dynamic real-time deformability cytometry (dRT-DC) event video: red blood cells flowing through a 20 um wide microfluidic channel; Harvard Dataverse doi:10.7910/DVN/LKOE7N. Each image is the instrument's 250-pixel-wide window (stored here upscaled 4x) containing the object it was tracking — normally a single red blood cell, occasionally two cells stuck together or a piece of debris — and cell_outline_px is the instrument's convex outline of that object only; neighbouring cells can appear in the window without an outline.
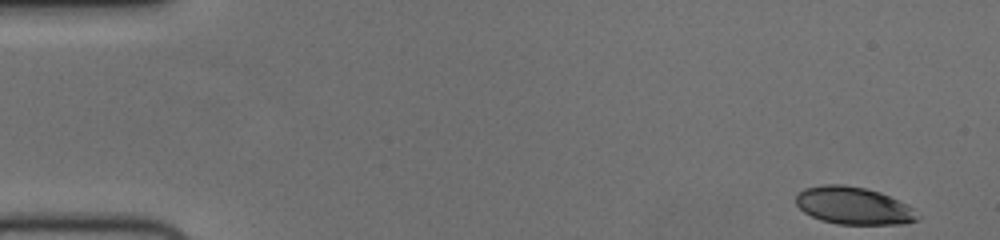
{"species": "human", "species_latin": "Homo sapiens", "temperature_condition": "cold", "stored_images_in_passage": 53, "camera_frame_rate_fps": 3000, "um_per_image_px": 0.085, "donor": {"sex": "female"}, "frame": {"image": 1, "passage_image": 1, "time_ms": 0.0, "image_size_px": [1000, 240], "cell_outline_px": [[920, 220], [904, 224], [836, 224], [820, 220], [804, 212], [796, 204], [796, 192], [804, 188], [824, 184], [844, 184], [864, 188], [880, 192], [912, 208], [920, 216]], "centroid_in_image_um": [72.52, 17.49], "position_along_channel_um": 12.5, "area_um2": 26.59}}
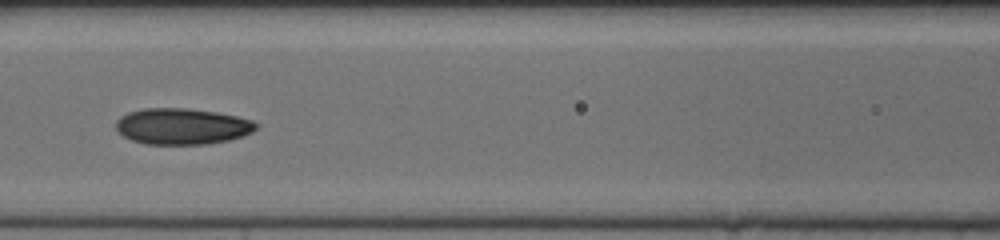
{"frame": {"image": 2, "passage_image": 23, "time_ms": 7.333, "image_size_px": [1000, 240], "cell_outline_px": [[260, 124], [252, 132], [244, 136], [228, 140], [208, 144], [144, 144], [132, 140], [124, 136], [116, 128], [116, 120], [120, 116], [128, 112], [144, 108], [188, 108], [216, 112], [236, 116], [252, 120]], "centroid_in_image_um": [15.49, 10.73], "position_along_channel_um": 151.1, "area_um2": 29.65}}
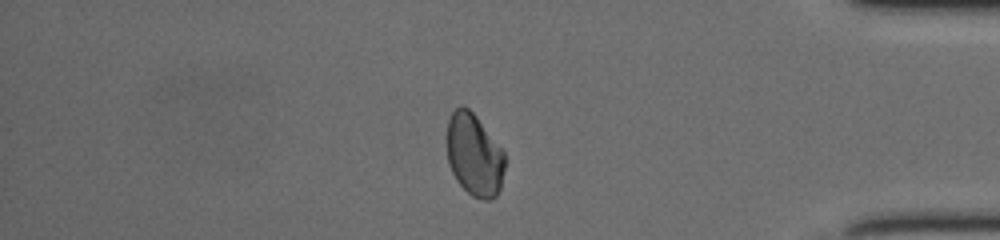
{"frame": {"image": 3, "passage_image": 45, "time_ms": 14.667, "image_size_px": [1000, 240], "cell_outline_px": [[504, 168], [500, 188], [496, 196], [492, 200], [484, 200], [472, 196], [456, 180], [448, 164], [448, 120], [452, 112], [460, 104], [468, 108], [476, 116], [504, 152]], "centroid_in_image_um": [40.31, 13.18], "position_along_channel_um": 394.9, "area_um2": 27.51}, "authors_computed_cell_mechanics": {"area_um2": 28.5532, "velocity_mm_per_s": 3.7404, "shape_relaxation_time_tau1_ms": 7.6798, "shape_relaxation_time_tau2_ms": 3.3261, "deformation_change_tau1": 0.188, "deformation_change_tau2": 0.0692}}